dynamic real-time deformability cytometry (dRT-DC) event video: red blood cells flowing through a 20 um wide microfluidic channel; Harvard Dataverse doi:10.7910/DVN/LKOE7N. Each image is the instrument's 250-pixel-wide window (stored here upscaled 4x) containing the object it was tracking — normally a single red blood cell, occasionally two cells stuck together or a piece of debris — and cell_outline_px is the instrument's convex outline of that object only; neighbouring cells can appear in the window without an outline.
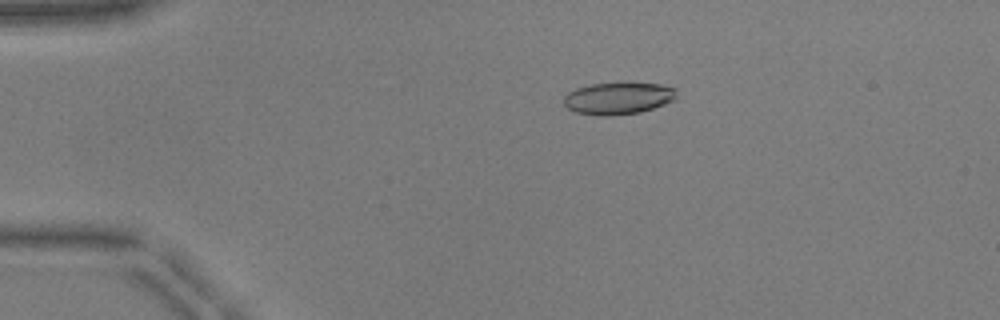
{"species": "common noctule bat (a hibernating species)", "species_latin": "Nyctalus noctula", "temperature_condition": "warm", "stored_images_in_passage": 46, "camera_frame_rate_fps": 3000, "um_per_image_px": 0.085, "animal": {"sex": "male", "body_mass_g": 17.9, "forearm_length_mm": 54.2}, "frame": {"image": 1, "passage_image": 5, "time_ms": 1.333, "image_size_px": [1000, 320], "cell_outline_px": [[676, 96], [672, 100], [664, 104], [640, 112], [608, 116], [604, 116], [576, 112], [568, 108], [564, 104], [564, 96], [568, 92], [576, 88], [592, 84], [628, 80], [660, 84], [676, 88]], "centroid_in_image_um": [52.56, 8.3], "position_along_channel_um": 32.4, "area_um2": 21.56}}
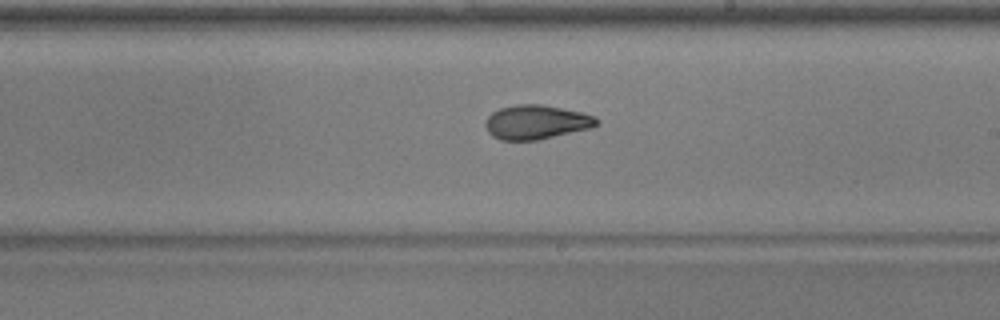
{"frame": {"image": 2, "passage_image": 25, "time_ms": 8.0, "image_size_px": [1000, 320], "cell_outline_px": [[600, 124], [588, 128], [536, 140], [500, 140], [492, 136], [488, 132], [484, 124], [488, 116], [492, 112], [500, 108], [516, 104], [540, 104], [584, 112], [596, 116], [600, 120]], "centroid_in_image_um": [45.58, 10.37], "position_along_channel_um": 243.4, "area_um2": 22.2}}
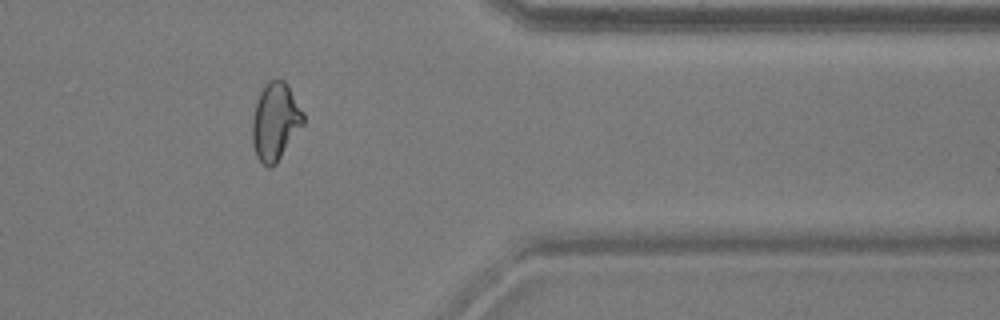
{"frame": {"image": 3, "passage_image": 37, "time_ms": 12.0, "image_size_px": [1000, 320], "cell_outline_px": [[304, 124], [276, 164], [272, 168], [268, 168], [256, 156], [252, 144], [252, 120], [256, 104], [260, 92], [264, 84], [268, 80], [284, 80], [288, 84], [304, 112]], "centroid_in_image_um": [23.41, 10.33], "position_along_channel_um": 388.0, "area_um2": 23.24}, "authors_computed_cell_mechanics": {"area_um2": 22.2241, "velocity_mm_per_s": 3.9602, "shape_relaxation_time_tau1_ms": 3.7951, "shape_relaxation_time_tau2_ms": 1.7162, "deformation_change_tau1": 0.149, "deformation_change_tau2": 0.0804}}